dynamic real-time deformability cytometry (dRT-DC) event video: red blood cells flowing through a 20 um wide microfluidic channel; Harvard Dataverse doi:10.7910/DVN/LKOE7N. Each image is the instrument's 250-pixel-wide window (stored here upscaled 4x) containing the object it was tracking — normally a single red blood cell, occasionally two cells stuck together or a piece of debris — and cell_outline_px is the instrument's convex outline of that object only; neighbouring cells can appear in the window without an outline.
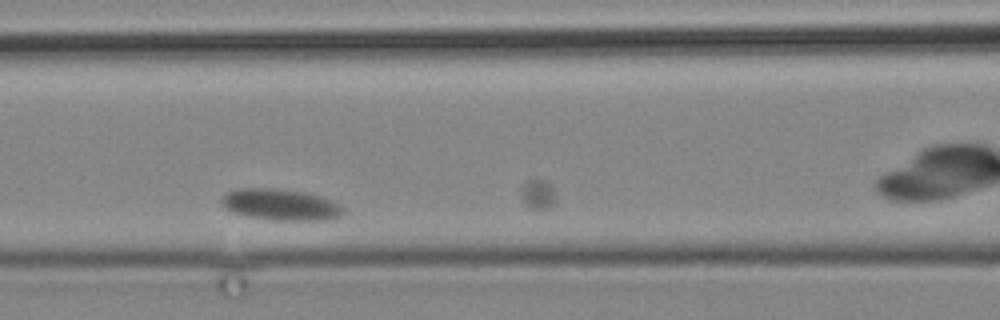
{"species": "common noctule bat (a hibernating species)", "species_latin": "Nyctalus noctula", "temperature_condition": "cold", "stored_images_in_passage": 12, "camera_frame_rate_fps": 3000, "um_per_image_px": 0.085, "animal": {"sex": "male", "body_mass_g": 19.2, "forearm_length_mm": 51.8}, "frame": {"image": 1, "passage_image": 3, "time_ms": 2.333, "image_size_px": [1000, 320], "cell_outline_px": [[344, 212], [340, 216], [332, 220], [272, 220], [248, 216], [232, 212], [224, 208], [220, 204], [220, 200], [228, 192], [240, 188], [276, 188], [304, 192], [320, 196], [332, 200], [340, 204], [344, 208]], "centroid_in_image_um": [23.87, 17.4], "position_along_channel_um": 142.7, "area_um2": 22.43}}